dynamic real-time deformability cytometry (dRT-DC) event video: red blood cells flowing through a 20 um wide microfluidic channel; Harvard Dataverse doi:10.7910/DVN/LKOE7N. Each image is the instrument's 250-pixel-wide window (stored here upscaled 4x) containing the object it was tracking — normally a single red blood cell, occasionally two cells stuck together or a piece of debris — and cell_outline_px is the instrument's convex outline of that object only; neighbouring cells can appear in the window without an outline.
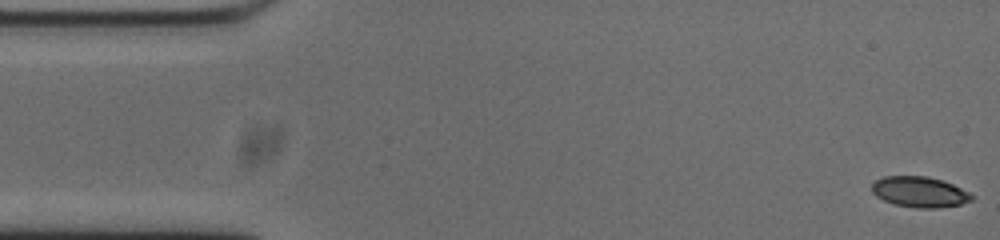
{"species": "common noctule bat (a hibernating species)", "species_latin": "Nyctalus noctula", "temperature_condition": "cold", "stored_images_in_passage": 53, "camera_frame_rate_fps": 3000, "um_per_image_px": 0.085, "animal": {"sex": "male", "body_mass_g": 20.0, "forearm_length_mm": 53.3}, "frame": {"image": 1, "passage_image": 1, "time_ms": 0.0, "image_size_px": [1000, 240], "cell_outline_px": [[972, 200], [960, 204], [936, 208], [916, 208], [892, 204], [876, 196], [872, 192], [872, 184], [876, 180], [884, 176], [928, 176], [952, 184], [968, 192], [972, 196]], "centroid_in_image_um": [78.12, 16.32], "position_along_channel_um": 6.9, "area_um2": 17.69}}
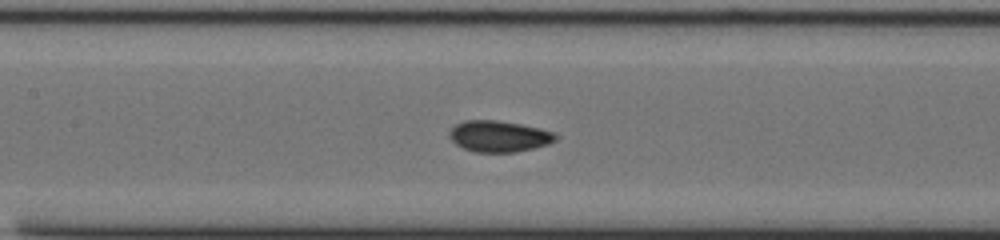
{"frame": {"image": 2, "passage_image": 23, "time_ms": 7.333, "image_size_px": [1000, 240], "cell_outline_px": [[556, 140], [548, 144], [516, 152], [476, 152], [464, 148], [456, 144], [448, 136], [448, 132], [456, 124], [464, 120], [496, 120], [520, 124], [540, 128], [552, 132], [556, 136]], "centroid_in_image_um": [42.38, 11.58], "position_along_channel_um": 165.0, "area_um2": 19.19}}
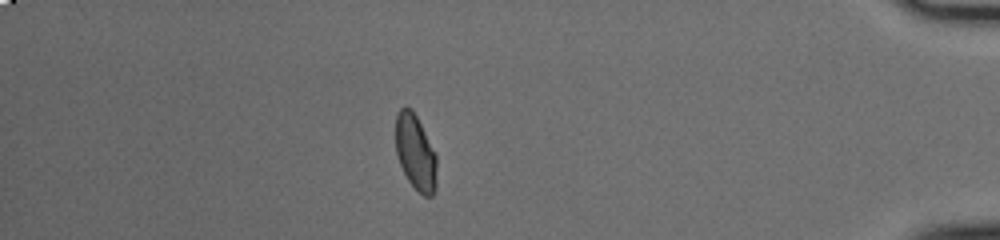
{"frame": {"image": 3, "passage_image": 46, "time_ms": 15.0, "image_size_px": [1000, 240], "cell_outline_px": [[436, 188], [432, 196], [424, 196], [408, 180], [400, 164], [396, 152], [396, 116], [400, 108], [404, 104], [412, 108], [436, 156]], "centroid_in_image_um": [35.3, 12.93], "position_along_channel_um": 399.9, "area_um2": 17.8}, "authors_computed_cell_mechanics": {"area_um2": 18.4382, "velocity_mm_per_s": 3.7439, "shape_relaxation_time_tau1_ms": 8.7422, "shape_relaxation_time_tau2_ms": null, "deformation_change_tau1": 0.1876, "deformation_change_tau2": null}}